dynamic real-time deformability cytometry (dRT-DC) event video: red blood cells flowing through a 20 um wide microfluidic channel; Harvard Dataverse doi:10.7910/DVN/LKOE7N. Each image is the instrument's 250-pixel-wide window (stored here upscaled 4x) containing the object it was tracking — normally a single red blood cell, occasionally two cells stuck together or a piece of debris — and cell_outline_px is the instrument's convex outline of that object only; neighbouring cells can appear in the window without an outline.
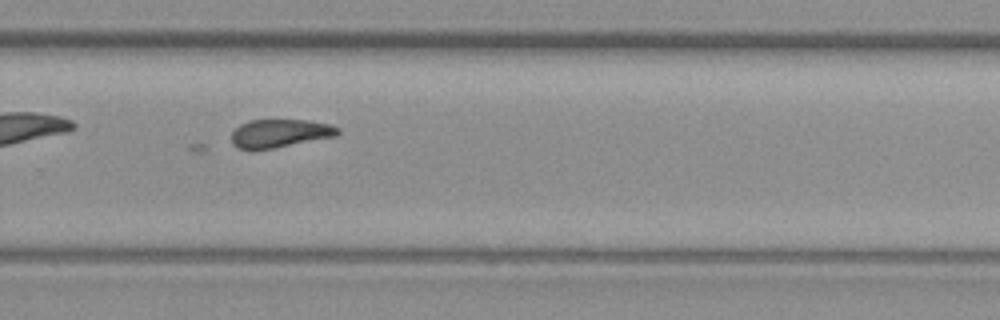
{"species": "common noctule bat (a hibernating species)", "species_latin": "Nyctalus noctula", "temperature_condition": "warm", "stored_images_in_passage": 38, "camera_frame_rate_fps": 3000, "um_per_image_px": 0.085, "animal": {"sex": "female", "body_mass_g": 19.3, "forearm_length_mm": 54.1}, "frame": {"image": 1, "passage_image": 22, "time_ms": 7.0, "image_size_px": [1000, 320], "cell_outline_px": [[340, 132], [336, 136], [272, 148], [240, 148], [232, 144], [232, 132], [240, 124], [248, 120], [308, 120], [328, 124], [340, 128]], "centroid_in_image_um": [23.81, 11.31], "position_along_channel_um": 306.0, "area_um2": 17.17}}